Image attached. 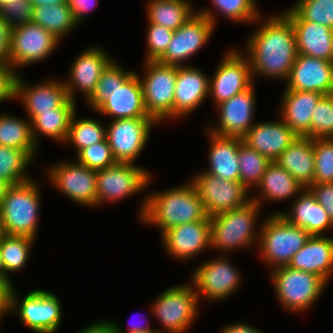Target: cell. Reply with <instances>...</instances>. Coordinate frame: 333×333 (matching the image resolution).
<instances>
[{"instance_id": "6da1fadb", "label": "cell", "mask_w": 333, "mask_h": 333, "mask_svg": "<svg viewBox=\"0 0 333 333\" xmlns=\"http://www.w3.org/2000/svg\"><path fill=\"white\" fill-rule=\"evenodd\" d=\"M247 47L253 78L260 74L287 80L298 53L292 23L284 13L267 19L251 35Z\"/></svg>"}, {"instance_id": "7a4b0ae2", "label": "cell", "mask_w": 333, "mask_h": 333, "mask_svg": "<svg viewBox=\"0 0 333 333\" xmlns=\"http://www.w3.org/2000/svg\"><path fill=\"white\" fill-rule=\"evenodd\" d=\"M141 206L144 223L158 226L162 234L171 227L205 220L208 215L192 182L146 197Z\"/></svg>"}, {"instance_id": "3957f363", "label": "cell", "mask_w": 333, "mask_h": 333, "mask_svg": "<svg viewBox=\"0 0 333 333\" xmlns=\"http://www.w3.org/2000/svg\"><path fill=\"white\" fill-rule=\"evenodd\" d=\"M39 190L31 179L9 186L0 206V218L6 235L35 239L40 206Z\"/></svg>"}, {"instance_id": "277c9868", "label": "cell", "mask_w": 333, "mask_h": 333, "mask_svg": "<svg viewBox=\"0 0 333 333\" xmlns=\"http://www.w3.org/2000/svg\"><path fill=\"white\" fill-rule=\"evenodd\" d=\"M261 227L260 253L273 269L288 266L311 236L304 228L289 223L280 212L268 217Z\"/></svg>"}, {"instance_id": "5b68a950", "label": "cell", "mask_w": 333, "mask_h": 333, "mask_svg": "<svg viewBox=\"0 0 333 333\" xmlns=\"http://www.w3.org/2000/svg\"><path fill=\"white\" fill-rule=\"evenodd\" d=\"M254 197L247 205L210 217V246L221 251L250 246L261 205Z\"/></svg>"}, {"instance_id": "8992f818", "label": "cell", "mask_w": 333, "mask_h": 333, "mask_svg": "<svg viewBox=\"0 0 333 333\" xmlns=\"http://www.w3.org/2000/svg\"><path fill=\"white\" fill-rule=\"evenodd\" d=\"M145 77L141 80L144 105L156 122L174 117L175 84L178 66L159 61H146Z\"/></svg>"}, {"instance_id": "52a82bcc", "label": "cell", "mask_w": 333, "mask_h": 333, "mask_svg": "<svg viewBox=\"0 0 333 333\" xmlns=\"http://www.w3.org/2000/svg\"><path fill=\"white\" fill-rule=\"evenodd\" d=\"M272 271L277 298L282 306L293 312L309 308L326 287V282L319 275L310 272L289 266L277 267Z\"/></svg>"}, {"instance_id": "ba28073f", "label": "cell", "mask_w": 333, "mask_h": 333, "mask_svg": "<svg viewBox=\"0 0 333 333\" xmlns=\"http://www.w3.org/2000/svg\"><path fill=\"white\" fill-rule=\"evenodd\" d=\"M12 286L10 291V311L17 309L20 319L32 331L37 333H55L62 317L58 297L45 290H32L18 304L19 299ZM18 307V308H17Z\"/></svg>"}, {"instance_id": "9c48e42d", "label": "cell", "mask_w": 333, "mask_h": 333, "mask_svg": "<svg viewBox=\"0 0 333 333\" xmlns=\"http://www.w3.org/2000/svg\"><path fill=\"white\" fill-rule=\"evenodd\" d=\"M192 287L191 284L171 287L153 304V314L168 333H183L196 318L199 297Z\"/></svg>"}, {"instance_id": "30bf717a", "label": "cell", "mask_w": 333, "mask_h": 333, "mask_svg": "<svg viewBox=\"0 0 333 333\" xmlns=\"http://www.w3.org/2000/svg\"><path fill=\"white\" fill-rule=\"evenodd\" d=\"M215 17L208 9L196 12L173 33L164 55L158 60L164 64L181 66L208 41L215 29Z\"/></svg>"}, {"instance_id": "8fae6325", "label": "cell", "mask_w": 333, "mask_h": 333, "mask_svg": "<svg viewBox=\"0 0 333 333\" xmlns=\"http://www.w3.org/2000/svg\"><path fill=\"white\" fill-rule=\"evenodd\" d=\"M191 182L208 217L243 207L252 201L247 196L248 189L240 182L223 180L205 171L197 174Z\"/></svg>"}, {"instance_id": "7c38bea8", "label": "cell", "mask_w": 333, "mask_h": 333, "mask_svg": "<svg viewBox=\"0 0 333 333\" xmlns=\"http://www.w3.org/2000/svg\"><path fill=\"white\" fill-rule=\"evenodd\" d=\"M153 118L114 119L106 127V138L117 163H132L148 141Z\"/></svg>"}, {"instance_id": "4fadbf2b", "label": "cell", "mask_w": 333, "mask_h": 333, "mask_svg": "<svg viewBox=\"0 0 333 333\" xmlns=\"http://www.w3.org/2000/svg\"><path fill=\"white\" fill-rule=\"evenodd\" d=\"M96 179L97 205H100L103 201L120 200L144 189L149 183L150 174L132 163H117L97 170Z\"/></svg>"}, {"instance_id": "5bb4252c", "label": "cell", "mask_w": 333, "mask_h": 333, "mask_svg": "<svg viewBox=\"0 0 333 333\" xmlns=\"http://www.w3.org/2000/svg\"><path fill=\"white\" fill-rule=\"evenodd\" d=\"M59 39L33 22L12 28L10 67L38 62L48 57L58 46Z\"/></svg>"}, {"instance_id": "9a60e30c", "label": "cell", "mask_w": 333, "mask_h": 333, "mask_svg": "<svg viewBox=\"0 0 333 333\" xmlns=\"http://www.w3.org/2000/svg\"><path fill=\"white\" fill-rule=\"evenodd\" d=\"M252 84L249 59L232 50L226 53L213 79L209 80V94L211 93L215 104L218 105L248 89Z\"/></svg>"}, {"instance_id": "2e32d148", "label": "cell", "mask_w": 333, "mask_h": 333, "mask_svg": "<svg viewBox=\"0 0 333 333\" xmlns=\"http://www.w3.org/2000/svg\"><path fill=\"white\" fill-rule=\"evenodd\" d=\"M51 183L73 201L87 206H97L96 170L78 162L61 163L49 169Z\"/></svg>"}, {"instance_id": "e0dca14e", "label": "cell", "mask_w": 333, "mask_h": 333, "mask_svg": "<svg viewBox=\"0 0 333 333\" xmlns=\"http://www.w3.org/2000/svg\"><path fill=\"white\" fill-rule=\"evenodd\" d=\"M192 277L196 294H203L211 301L230 296L241 281L239 272L223 257L205 262L196 268Z\"/></svg>"}, {"instance_id": "ac0fdd59", "label": "cell", "mask_w": 333, "mask_h": 333, "mask_svg": "<svg viewBox=\"0 0 333 333\" xmlns=\"http://www.w3.org/2000/svg\"><path fill=\"white\" fill-rule=\"evenodd\" d=\"M286 89L333 94V62L297 54Z\"/></svg>"}, {"instance_id": "d6986e66", "label": "cell", "mask_w": 333, "mask_h": 333, "mask_svg": "<svg viewBox=\"0 0 333 333\" xmlns=\"http://www.w3.org/2000/svg\"><path fill=\"white\" fill-rule=\"evenodd\" d=\"M253 85L218 106L220 122L216 128L208 132L223 137L243 138L253 127L251 123L255 110V95ZM252 124V125H251Z\"/></svg>"}, {"instance_id": "ffe728a7", "label": "cell", "mask_w": 333, "mask_h": 333, "mask_svg": "<svg viewBox=\"0 0 333 333\" xmlns=\"http://www.w3.org/2000/svg\"><path fill=\"white\" fill-rule=\"evenodd\" d=\"M23 80L15 78V95L24 104L30 120L42 112L52 111L55 108H76L75 101L68 98L64 82L51 80L41 85L26 86Z\"/></svg>"}, {"instance_id": "44dd1931", "label": "cell", "mask_w": 333, "mask_h": 333, "mask_svg": "<svg viewBox=\"0 0 333 333\" xmlns=\"http://www.w3.org/2000/svg\"><path fill=\"white\" fill-rule=\"evenodd\" d=\"M291 21L297 53L333 62V29L304 21L292 8L284 13Z\"/></svg>"}, {"instance_id": "7402d4cb", "label": "cell", "mask_w": 333, "mask_h": 333, "mask_svg": "<svg viewBox=\"0 0 333 333\" xmlns=\"http://www.w3.org/2000/svg\"><path fill=\"white\" fill-rule=\"evenodd\" d=\"M162 241L177 259H189L210 246V217L205 220L171 227L162 234Z\"/></svg>"}, {"instance_id": "603a6c76", "label": "cell", "mask_w": 333, "mask_h": 333, "mask_svg": "<svg viewBox=\"0 0 333 333\" xmlns=\"http://www.w3.org/2000/svg\"><path fill=\"white\" fill-rule=\"evenodd\" d=\"M111 61L108 55L98 47L81 53L72 64L68 83L64 82L68 98L74 101V90L78 88L88 99L94 92L102 72Z\"/></svg>"}, {"instance_id": "cb8c5ba5", "label": "cell", "mask_w": 333, "mask_h": 333, "mask_svg": "<svg viewBox=\"0 0 333 333\" xmlns=\"http://www.w3.org/2000/svg\"><path fill=\"white\" fill-rule=\"evenodd\" d=\"M298 136L280 122H261L253 127L242 138L243 142L258 153L275 161Z\"/></svg>"}, {"instance_id": "d4e9b609", "label": "cell", "mask_w": 333, "mask_h": 333, "mask_svg": "<svg viewBox=\"0 0 333 333\" xmlns=\"http://www.w3.org/2000/svg\"><path fill=\"white\" fill-rule=\"evenodd\" d=\"M96 111L115 119L151 118L145 109L139 75L133 73Z\"/></svg>"}, {"instance_id": "484cf974", "label": "cell", "mask_w": 333, "mask_h": 333, "mask_svg": "<svg viewBox=\"0 0 333 333\" xmlns=\"http://www.w3.org/2000/svg\"><path fill=\"white\" fill-rule=\"evenodd\" d=\"M281 119L297 136L311 138V118L316 105L324 96L319 92L284 90Z\"/></svg>"}, {"instance_id": "4316f807", "label": "cell", "mask_w": 333, "mask_h": 333, "mask_svg": "<svg viewBox=\"0 0 333 333\" xmlns=\"http://www.w3.org/2000/svg\"><path fill=\"white\" fill-rule=\"evenodd\" d=\"M209 80L201 70L178 66L175 84L174 118L195 110L209 94Z\"/></svg>"}, {"instance_id": "83f0119b", "label": "cell", "mask_w": 333, "mask_h": 333, "mask_svg": "<svg viewBox=\"0 0 333 333\" xmlns=\"http://www.w3.org/2000/svg\"><path fill=\"white\" fill-rule=\"evenodd\" d=\"M288 266L319 275L327 283L333 271V238L310 236Z\"/></svg>"}, {"instance_id": "f1b7e54d", "label": "cell", "mask_w": 333, "mask_h": 333, "mask_svg": "<svg viewBox=\"0 0 333 333\" xmlns=\"http://www.w3.org/2000/svg\"><path fill=\"white\" fill-rule=\"evenodd\" d=\"M274 162L291 174L302 188H309L315 168L313 139L298 136Z\"/></svg>"}, {"instance_id": "f546056e", "label": "cell", "mask_w": 333, "mask_h": 333, "mask_svg": "<svg viewBox=\"0 0 333 333\" xmlns=\"http://www.w3.org/2000/svg\"><path fill=\"white\" fill-rule=\"evenodd\" d=\"M299 194L293 204L292 214L280 213V215L289 223L304 228L311 236H322L324 230L333 227V221L308 188Z\"/></svg>"}, {"instance_id": "4dcf8cb0", "label": "cell", "mask_w": 333, "mask_h": 333, "mask_svg": "<svg viewBox=\"0 0 333 333\" xmlns=\"http://www.w3.org/2000/svg\"><path fill=\"white\" fill-rule=\"evenodd\" d=\"M211 145L209 150L210 167L206 173L223 180L240 182L238 161L239 138L223 137L209 132Z\"/></svg>"}, {"instance_id": "1f68e13d", "label": "cell", "mask_w": 333, "mask_h": 333, "mask_svg": "<svg viewBox=\"0 0 333 333\" xmlns=\"http://www.w3.org/2000/svg\"><path fill=\"white\" fill-rule=\"evenodd\" d=\"M187 0H151L147 5L148 22L176 31L195 11Z\"/></svg>"}, {"instance_id": "d6a6232c", "label": "cell", "mask_w": 333, "mask_h": 333, "mask_svg": "<svg viewBox=\"0 0 333 333\" xmlns=\"http://www.w3.org/2000/svg\"><path fill=\"white\" fill-rule=\"evenodd\" d=\"M258 186L263 193L262 199L266 198L269 201L287 199L304 189L291 174L274 161L266 168Z\"/></svg>"}, {"instance_id": "836d02e7", "label": "cell", "mask_w": 333, "mask_h": 333, "mask_svg": "<svg viewBox=\"0 0 333 333\" xmlns=\"http://www.w3.org/2000/svg\"><path fill=\"white\" fill-rule=\"evenodd\" d=\"M31 22L40 25L59 40L78 25L68 4L35 7Z\"/></svg>"}, {"instance_id": "e575fe53", "label": "cell", "mask_w": 333, "mask_h": 333, "mask_svg": "<svg viewBox=\"0 0 333 333\" xmlns=\"http://www.w3.org/2000/svg\"><path fill=\"white\" fill-rule=\"evenodd\" d=\"M0 145L24 150L33 158L37 144L33 139L31 123L0 114Z\"/></svg>"}, {"instance_id": "d590c367", "label": "cell", "mask_w": 333, "mask_h": 333, "mask_svg": "<svg viewBox=\"0 0 333 333\" xmlns=\"http://www.w3.org/2000/svg\"><path fill=\"white\" fill-rule=\"evenodd\" d=\"M75 108H55L52 111L42 112L35 116L31 122V130L35 143L37 144V132L52 139L65 142L70 122ZM36 132V133H35Z\"/></svg>"}, {"instance_id": "8d00e7d4", "label": "cell", "mask_w": 333, "mask_h": 333, "mask_svg": "<svg viewBox=\"0 0 333 333\" xmlns=\"http://www.w3.org/2000/svg\"><path fill=\"white\" fill-rule=\"evenodd\" d=\"M238 161L240 183L247 189L249 186L260 184L266 168L271 163L267 157L250 148L241 138H239Z\"/></svg>"}, {"instance_id": "74e56055", "label": "cell", "mask_w": 333, "mask_h": 333, "mask_svg": "<svg viewBox=\"0 0 333 333\" xmlns=\"http://www.w3.org/2000/svg\"><path fill=\"white\" fill-rule=\"evenodd\" d=\"M34 239L26 236L6 235L0 243V252L5 266V283L11 286V280L7 276L9 271H16L22 268L29 258L30 247Z\"/></svg>"}, {"instance_id": "f35d334b", "label": "cell", "mask_w": 333, "mask_h": 333, "mask_svg": "<svg viewBox=\"0 0 333 333\" xmlns=\"http://www.w3.org/2000/svg\"><path fill=\"white\" fill-rule=\"evenodd\" d=\"M32 159L24 150L0 145V179L9 185L30 180L25 174V169Z\"/></svg>"}, {"instance_id": "ab89813d", "label": "cell", "mask_w": 333, "mask_h": 333, "mask_svg": "<svg viewBox=\"0 0 333 333\" xmlns=\"http://www.w3.org/2000/svg\"><path fill=\"white\" fill-rule=\"evenodd\" d=\"M106 138V127L93 119H77L75 113L72 116L65 143L68 141L76 146L77 154L92 144L103 141Z\"/></svg>"}, {"instance_id": "60d3db41", "label": "cell", "mask_w": 333, "mask_h": 333, "mask_svg": "<svg viewBox=\"0 0 333 333\" xmlns=\"http://www.w3.org/2000/svg\"><path fill=\"white\" fill-rule=\"evenodd\" d=\"M134 73L121 69L113 60L102 72V75L96 84V88L91 96L87 99L91 107L95 111L109 99V94L118 87H122L123 83Z\"/></svg>"}, {"instance_id": "b9f144b4", "label": "cell", "mask_w": 333, "mask_h": 333, "mask_svg": "<svg viewBox=\"0 0 333 333\" xmlns=\"http://www.w3.org/2000/svg\"><path fill=\"white\" fill-rule=\"evenodd\" d=\"M313 184L333 182V138L314 139Z\"/></svg>"}, {"instance_id": "7bdbcfd3", "label": "cell", "mask_w": 333, "mask_h": 333, "mask_svg": "<svg viewBox=\"0 0 333 333\" xmlns=\"http://www.w3.org/2000/svg\"><path fill=\"white\" fill-rule=\"evenodd\" d=\"M304 21L333 29V0H298L292 8Z\"/></svg>"}, {"instance_id": "ee69618b", "label": "cell", "mask_w": 333, "mask_h": 333, "mask_svg": "<svg viewBox=\"0 0 333 333\" xmlns=\"http://www.w3.org/2000/svg\"><path fill=\"white\" fill-rule=\"evenodd\" d=\"M333 138V94L324 95L311 118V139Z\"/></svg>"}, {"instance_id": "f6af8a7d", "label": "cell", "mask_w": 333, "mask_h": 333, "mask_svg": "<svg viewBox=\"0 0 333 333\" xmlns=\"http://www.w3.org/2000/svg\"><path fill=\"white\" fill-rule=\"evenodd\" d=\"M78 163L92 170H101L117 164L107 138L78 153Z\"/></svg>"}, {"instance_id": "bcb514c9", "label": "cell", "mask_w": 333, "mask_h": 333, "mask_svg": "<svg viewBox=\"0 0 333 333\" xmlns=\"http://www.w3.org/2000/svg\"><path fill=\"white\" fill-rule=\"evenodd\" d=\"M219 12L231 20L259 21L255 0H210Z\"/></svg>"}, {"instance_id": "7dc6e473", "label": "cell", "mask_w": 333, "mask_h": 333, "mask_svg": "<svg viewBox=\"0 0 333 333\" xmlns=\"http://www.w3.org/2000/svg\"><path fill=\"white\" fill-rule=\"evenodd\" d=\"M174 31L160 25L149 23L147 31L148 54L146 61H158L172 40Z\"/></svg>"}, {"instance_id": "c3c4849f", "label": "cell", "mask_w": 333, "mask_h": 333, "mask_svg": "<svg viewBox=\"0 0 333 333\" xmlns=\"http://www.w3.org/2000/svg\"><path fill=\"white\" fill-rule=\"evenodd\" d=\"M0 15L6 24L14 27L30 23L33 18V5L29 0H15L0 6Z\"/></svg>"}, {"instance_id": "681fc988", "label": "cell", "mask_w": 333, "mask_h": 333, "mask_svg": "<svg viewBox=\"0 0 333 333\" xmlns=\"http://www.w3.org/2000/svg\"><path fill=\"white\" fill-rule=\"evenodd\" d=\"M308 189L333 221V182L312 184Z\"/></svg>"}, {"instance_id": "f907efd6", "label": "cell", "mask_w": 333, "mask_h": 333, "mask_svg": "<svg viewBox=\"0 0 333 333\" xmlns=\"http://www.w3.org/2000/svg\"><path fill=\"white\" fill-rule=\"evenodd\" d=\"M16 76L10 66L0 63V102L14 99Z\"/></svg>"}, {"instance_id": "816d5d0a", "label": "cell", "mask_w": 333, "mask_h": 333, "mask_svg": "<svg viewBox=\"0 0 333 333\" xmlns=\"http://www.w3.org/2000/svg\"><path fill=\"white\" fill-rule=\"evenodd\" d=\"M11 28L0 15V63L10 66Z\"/></svg>"}, {"instance_id": "f5cc1de1", "label": "cell", "mask_w": 333, "mask_h": 333, "mask_svg": "<svg viewBox=\"0 0 333 333\" xmlns=\"http://www.w3.org/2000/svg\"><path fill=\"white\" fill-rule=\"evenodd\" d=\"M96 1L97 0H67V4L72 10L76 22L80 23L86 15V12L94 8Z\"/></svg>"}, {"instance_id": "db71d44e", "label": "cell", "mask_w": 333, "mask_h": 333, "mask_svg": "<svg viewBox=\"0 0 333 333\" xmlns=\"http://www.w3.org/2000/svg\"><path fill=\"white\" fill-rule=\"evenodd\" d=\"M78 333H113V329L110 321H100L87 326Z\"/></svg>"}, {"instance_id": "11a10c76", "label": "cell", "mask_w": 333, "mask_h": 333, "mask_svg": "<svg viewBox=\"0 0 333 333\" xmlns=\"http://www.w3.org/2000/svg\"><path fill=\"white\" fill-rule=\"evenodd\" d=\"M110 324L113 329V333H161L158 330H153L151 327L148 326H141V325H131L132 327L127 332H120V328L114 322L110 321ZM163 333V332H162Z\"/></svg>"}, {"instance_id": "9f6ffc18", "label": "cell", "mask_w": 333, "mask_h": 333, "mask_svg": "<svg viewBox=\"0 0 333 333\" xmlns=\"http://www.w3.org/2000/svg\"><path fill=\"white\" fill-rule=\"evenodd\" d=\"M222 333H260V332L257 329L248 326L247 324L236 323L224 327Z\"/></svg>"}, {"instance_id": "6f0895ef", "label": "cell", "mask_w": 333, "mask_h": 333, "mask_svg": "<svg viewBox=\"0 0 333 333\" xmlns=\"http://www.w3.org/2000/svg\"><path fill=\"white\" fill-rule=\"evenodd\" d=\"M11 288H0V318L10 310Z\"/></svg>"}, {"instance_id": "680465c9", "label": "cell", "mask_w": 333, "mask_h": 333, "mask_svg": "<svg viewBox=\"0 0 333 333\" xmlns=\"http://www.w3.org/2000/svg\"><path fill=\"white\" fill-rule=\"evenodd\" d=\"M33 8L40 6H54L58 4H67V0H29Z\"/></svg>"}, {"instance_id": "91938a15", "label": "cell", "mask_w": 333, "mask_h": 333, "mask_svg": "<svg viewBox=\"0 0 333 333\" xmlns=\"http://www.w3.org/2000/svg\"><path fill=\"white\" fill-rule=\"evenodd\" d=\"M9 184L3 180L0 179V206L3 202L4 196L6 194L7 189L9 188Z\"/></svg>"}, {"instance_id": "94428289", "label": "cell", "mask_w": 333, "mask_h": 333, "mask_svg": "<svg viewBox=\"0 0 333 333\" xmlns=\"http://www.w3.org/2000/svg\"><path fill=\"white\" fill-rule=\"evenodd\" d=\"M0 279L5 283V266L0 252Z\"/></svg>"}, {"instance_id": "6125c7cd", "label": "cell", "mask_w": 333, "mask_h": 333, "mask_svg": "<svg viewBox=\"0 0 333 333\" xmlns=\"http://www.w3.org/2000/svg\"><path fill=\"white\" fill-rule=\"evenodd\" d=\"M6 236V232L4 230V226L2 224L1 218H0V243L2 239Z\"/></svg>"}, {"instance_id": "be15d7a7", "label": "cell", "mask_w": 333, "mask_h": 333, "mask_svg": "<svg viewBox=\"0 0 333 333\" xmlns=\"http://www.w3.org/2000/svg\"><path fill=\"white\" fill-rule=\"evenodd\" d=\"M0 288H12L11 285L4 283L1 279H0Z\"/></svg>"}, {"instance_id": "e7e4bbea", "label": "cell", "mask_w": 333, "mask_h": 333, "mask_svg": "<svg viewBox=\"0 0 333 333\" xmlns=\"http://www.w3.org/2000/svg\"><path fill=\"white\" fill-rule=\"evenodd\" d=\"M15 0H0V6L7 4V3H14Z\"/></svg>"}]
</instances>
